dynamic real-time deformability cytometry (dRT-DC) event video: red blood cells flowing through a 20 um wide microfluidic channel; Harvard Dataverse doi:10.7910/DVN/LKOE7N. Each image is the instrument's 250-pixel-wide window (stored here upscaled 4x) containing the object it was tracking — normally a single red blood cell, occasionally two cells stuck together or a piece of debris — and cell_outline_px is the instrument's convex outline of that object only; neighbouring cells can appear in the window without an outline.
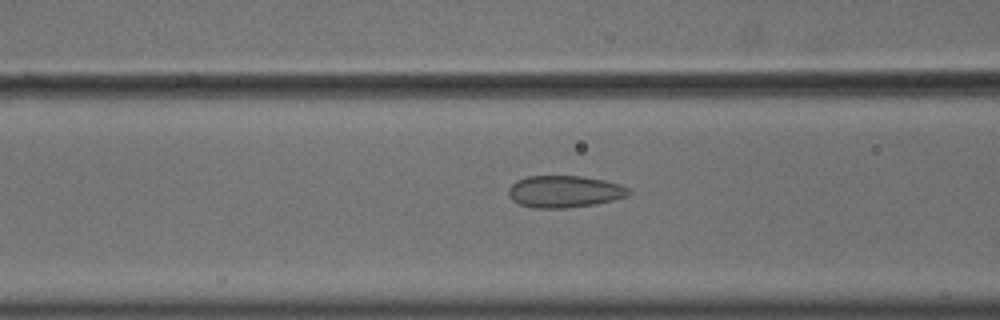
{"species": "common noctule bat (a hibernating species)", "species_latin": "Nyctalus noctula", "temperature_condition": "cold", "stored_images_in_passage": 56, "camera_frame_rate_fps": 3000, "um_per_image_px": 0.085, "animal": {"sex": "male", "body_mass_g": 18.8}, "frame": {"image": 1, "passage_image": 23, "time_ms": 7.333, "image_size_px": [1000, 320], "cell_outline_px": [[632, 192], [628, 196], [596, 204], [568, 208], [532, 208], [520, 204], [512, 200], [508, 196], [508, 188], [516, 180], [528, 176], [584, 176], [604, 180], [620, 184], [628, 188]], "centroid_in_image_um": [47.97, 16.28], "position_along_channel_um": 118.6, "area_um2": 22.6}}
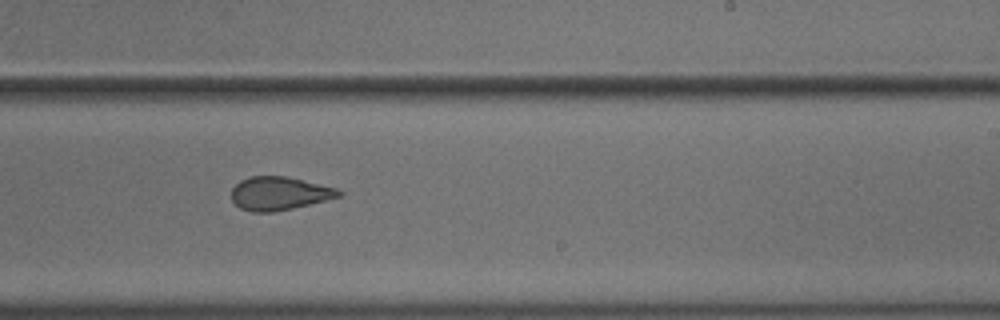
{"frame": {"image": 2, "passage_image": 35, "time_ms": 11.333, "image_size_px": [1000, 320], "cell_outline_px": [[340, 196], [292, 208], [272, 212], [252, 212], [240, 208], [232, 200], [232, 188], [240, 180], [248, 176], [284, 176], [336, 188], [340, 192]], "centroid_in_image_um": [23.66, 16.44], "position_along_channel_um": 265.3, "area_um2": 20.46}}
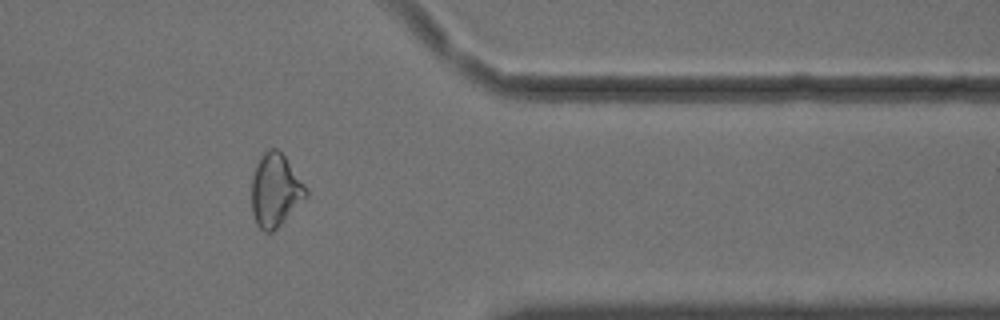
{"frame": {"image": 3, "passage_image": 46, "time_ms": 15.0, "image_size_px": [1000, 320], "cell_outline_px": [[308, 196], [272, 232], [264, 232], [256, 224], [252, 212], [252, 180], [256, 164], [260, 156], [268, 148], [276, 148], [284, 156], [308, 188]], "centroid_in_image_um": [23.4, 16.17], "position_along_channel_um": 388.0, "area_um2": 23.0}, "authors_computed_cell_mechanics": {"area_um2": 23.3223, "velocity_mm_per_s": 3.6572, "shape_relaxation_time_tau1_ms": null, "shape_relaxation_time_tau2_ms": 1.2828, "deformation_change_tau1": null, "deformation_change_tau2": 0.0696}}